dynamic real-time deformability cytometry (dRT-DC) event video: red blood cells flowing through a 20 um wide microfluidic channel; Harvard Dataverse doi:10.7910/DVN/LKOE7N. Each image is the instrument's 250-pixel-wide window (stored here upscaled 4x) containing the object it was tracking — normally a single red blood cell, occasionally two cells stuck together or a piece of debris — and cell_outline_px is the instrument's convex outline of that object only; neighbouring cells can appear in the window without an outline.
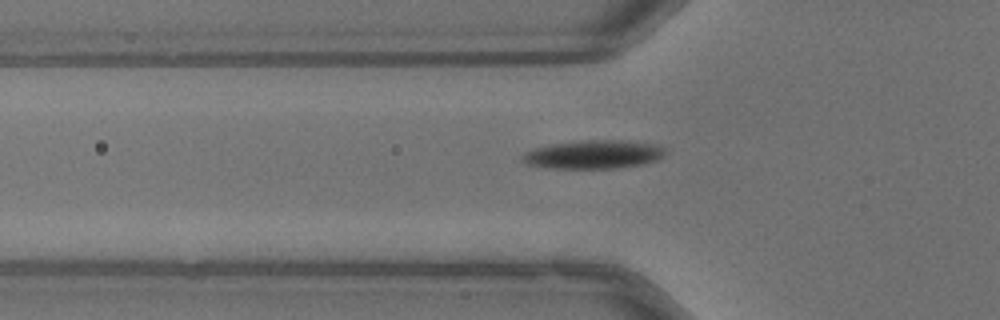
{"species": "common noctule bat (a hibernating species)", "species_latin": "Nyctalus noctula", "temperature_condition": "warm", "stored_images_in_passage": 42, "camera_frame_rate_fps": 3000, "um_per_image_px": 0.085, "animal": {"sex": "male", "body_mass_g": 13.3}, "frame": {"image": 1, "passage_image": 7, "time_ms": 2.0, "image_size_px": [1000, 320], "cell_outline_px": [[664, 156], [656, 160], [644, 164], [616, 168], [548, 168], [524, 164], [520, 160], [520, 156], [524, 152], [536, 148], [552, 144], [580, 140], [624, 140], [656, 144], [664, 148]], "centroid_in_image_um": [50.41, 13.13], "position_along_channel_um": 75.4, "area_um2": 23.93}}
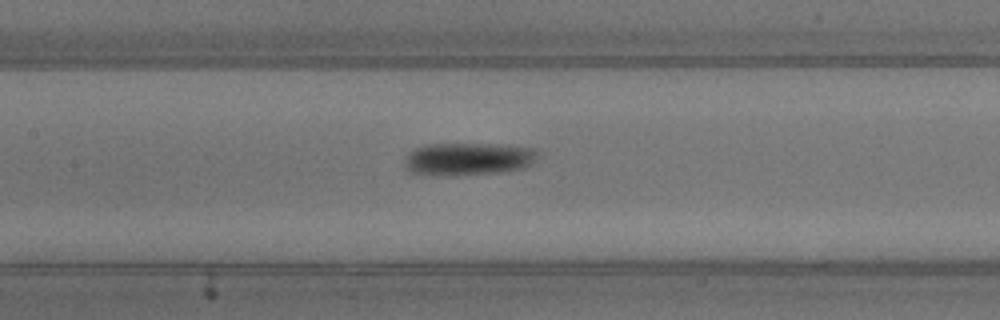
{"frame": {"image": 2, "passage_image": 14, "time_ms": 4.333, "image_size_px": [1000, 320], "cell_outline_px": [[536, 156], [524, 168], [500, 172], [412, 172], [404, 168], [404, 156], [412, 148], [424, 144], [496, 144], [536, 148]], "centroid_in_image_um": [39.76, 13.43], "position_along_channel_um": 167.6, "area_um2": 24.16}}
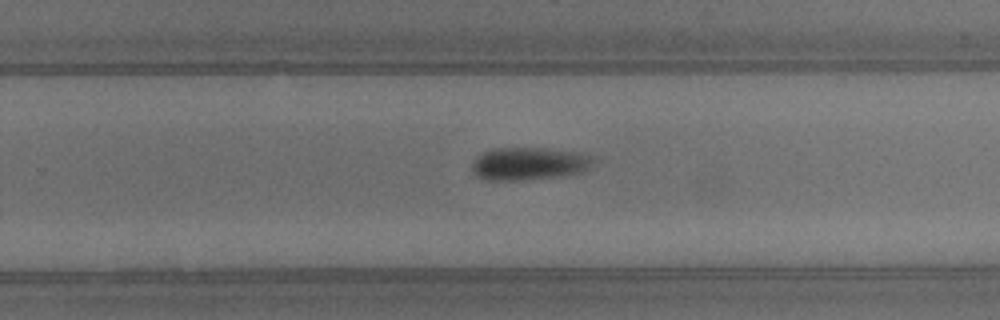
{"frame": {"image": 3, "passage_image": 23, "time_ms": 7.333, "image_size_px": [1000, 320], "cell_outline_px": [[596, 156], [592, 164], [588, 168], [580, 172], [568, 176], [524, 180], [488, 180], [472, 172], [472, 164], [476, 156], [484, 152], [496, 148], [544, 148], [584, 152]], "centroid_in_image_um": [45.04, 13.9], "position_along_channel_um": 284.8, "area_um2": 23.52}}